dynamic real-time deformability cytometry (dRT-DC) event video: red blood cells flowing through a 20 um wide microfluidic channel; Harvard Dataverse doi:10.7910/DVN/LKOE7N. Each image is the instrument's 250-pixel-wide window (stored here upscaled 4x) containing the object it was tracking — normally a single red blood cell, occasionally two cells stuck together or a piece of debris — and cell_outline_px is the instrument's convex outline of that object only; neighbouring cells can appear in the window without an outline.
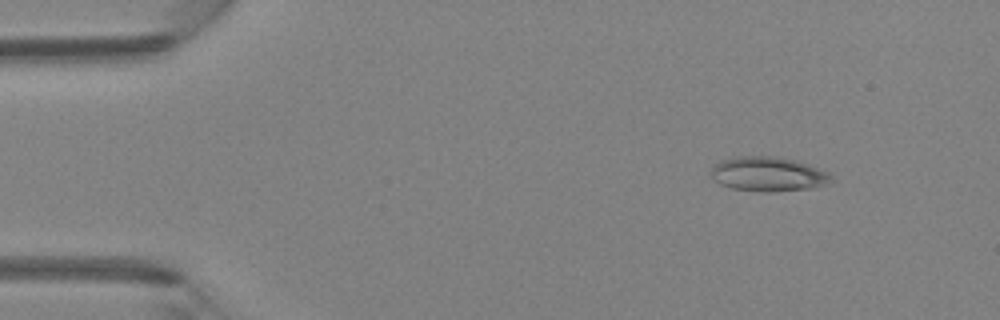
{"species": "Egyptian fruit bat (a non-hibernating species)", "species_latin": "Rousettus aegyptiacus", "temperature_condition": "room temperature", "stored_images_in_passage": 46, "camera_frame_rate_fps": 3000, "um_per_image_px": 0.085, "animal": {"sex": "female"}, "frame": {"image": 1, "passage_image": 6, "time_ms": 1.667, "image_size_px": [1000, 320], "cell_outline_px": [[832, 184], [812, 188], [772, 192], [764, 192], [732, 188], [720, 184], [712, 176], [712, 168], [720, 160], [736, 156], [780, 156], [796, 160], [808, 164], [828, 172], [832, 176]], "centroid_in_image_um": [65.35, 14.79], "position_along_channel_um": 19.7, "area_um2": 24.39}}
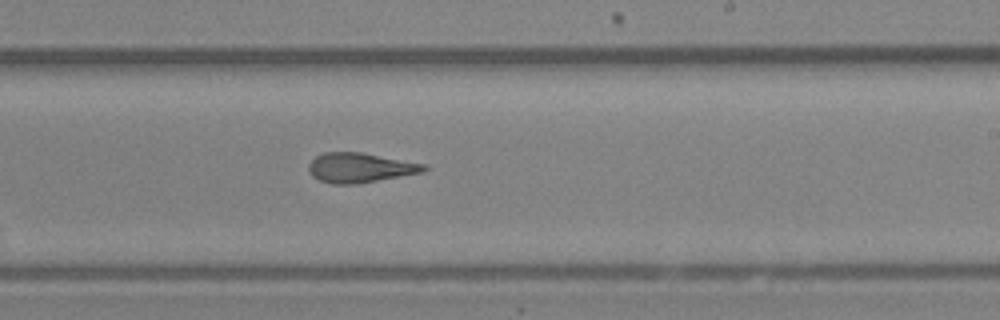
{"frame": {"image": 2, "passage_image": 28, "time_ms": 9.0, "image_size_px": [1000, 320], "cell_outline_px": [[428, 168], [424, 172], [356, 184], [332, 184], [320, 180], [312, 176], [308, 168], [308, 164], [316, 156], [324, 152], [360, 152], [424, 164]], "centroid_in_image_um": [30.58, 14.26], "position_along_channel_um": 258.4, "area_um2": 19.77}}
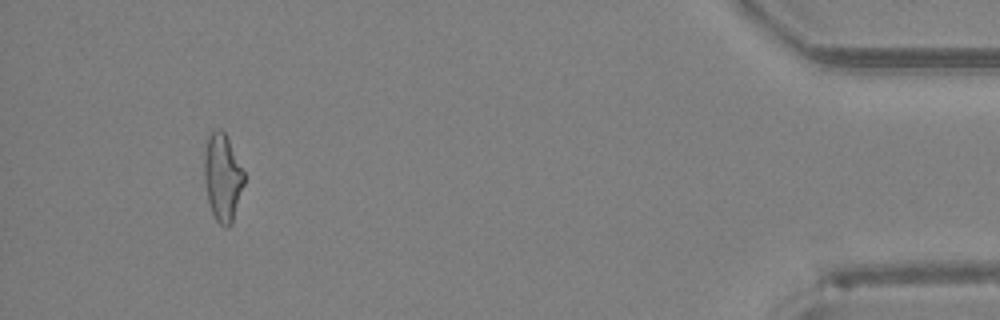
{"frame": {"image": 3, "passage_image": 43, "time_ms": 14.0, "image_size_px": [1000, 320], "cell_outline_px": [[244, 184], [232, 224], [228, 228], [224, 228], [216, 220], [212, 212], [208, 200], [204, 180], [204, 152], [208, 136], [216, 128], [220, 128], [224, 132], [244, 172]], "centroid_in_image_um": [18.91, 15.11], "position_along_channel_um": 416.3, "area_um2": 20.23}}